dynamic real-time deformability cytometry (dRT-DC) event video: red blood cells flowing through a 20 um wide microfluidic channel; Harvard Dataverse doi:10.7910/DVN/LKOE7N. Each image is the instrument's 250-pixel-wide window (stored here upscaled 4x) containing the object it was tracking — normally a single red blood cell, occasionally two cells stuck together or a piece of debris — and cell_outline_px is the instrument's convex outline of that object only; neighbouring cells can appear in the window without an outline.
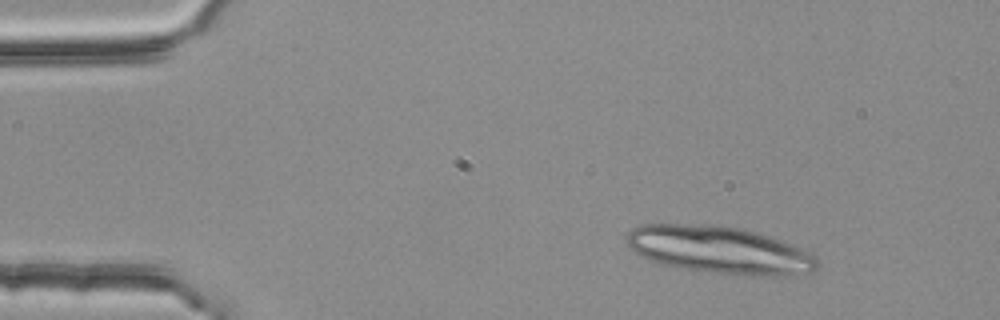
{"species": "common noctule bat (a hibernating species)", "species_latin": "Nyctalus noctula", "temperature_condition": "room temperature", "stored_images_in_passage": 4, "camera_frame_rate_fps": 3000, "um_per_image_px": 0.085, "animal": {"sex": "female", "body_mass_g": 25.1}, "frame": {"image": 1, "passage_image": 1, "time_ms": 0.0, "image_size_px": [1000, 320], "cell_outline_px": [[820, 264], [812, 272], [784, 276], [748, 276], [680, 268], [660, 264], [648, 260], [632, 252], [628, 244], [628, 232], [632, 228], [640, 224], [716, 224], [740, 228], [756, 232], [780, 240], [816, 256], [820, 260]], "centroid_in_image_um": [61.14, 21.25], "position_along_channel_um": 23.9, "area_um2": 52.89}}